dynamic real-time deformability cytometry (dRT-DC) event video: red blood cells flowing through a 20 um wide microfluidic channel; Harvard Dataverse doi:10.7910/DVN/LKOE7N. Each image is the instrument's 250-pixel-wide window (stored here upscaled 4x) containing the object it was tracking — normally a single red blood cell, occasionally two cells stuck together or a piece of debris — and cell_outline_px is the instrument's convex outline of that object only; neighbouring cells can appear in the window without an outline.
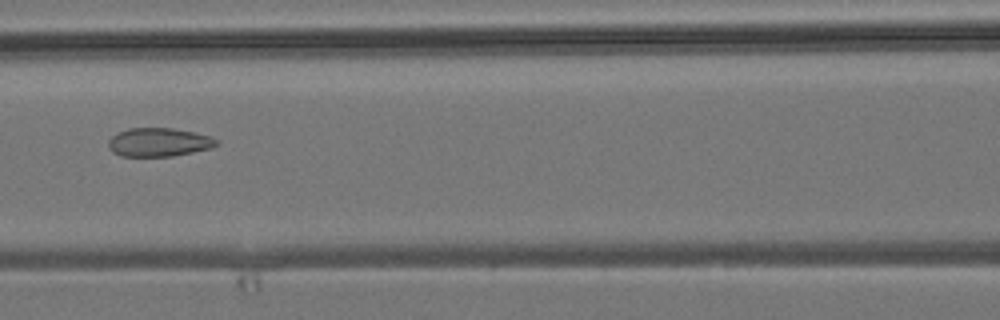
{"species": "common noctule bat (a hibernating species)", "species_latin": "Nyctalus noctula", "temperature_condition": "room temperature", "stored_images_in_passage": 8, "camera_frame_rate_fps": 3000, "um_per_image_px": 0.085, "animal": {"sex": "male", "body_mass_g": 19.2, "forearm_length_mm": 51.8}, "frame": {"image": 1, "passage_image": 7, "time_ms": 7.0, "image_size_px": [1000, 320], "cell_outline_px": [[220, 144], [212, 148], [172, 156], [120, 156], [112, 152], [108, 148], [108, 140], [116, 132], [128, 128], [172, 128], [192, 132], [208, 136], [216, 140]], "centroid_in_image_um": [13.45, 12.09], "position_along_channel_um": 153.2, "area_um2": 18.03}}
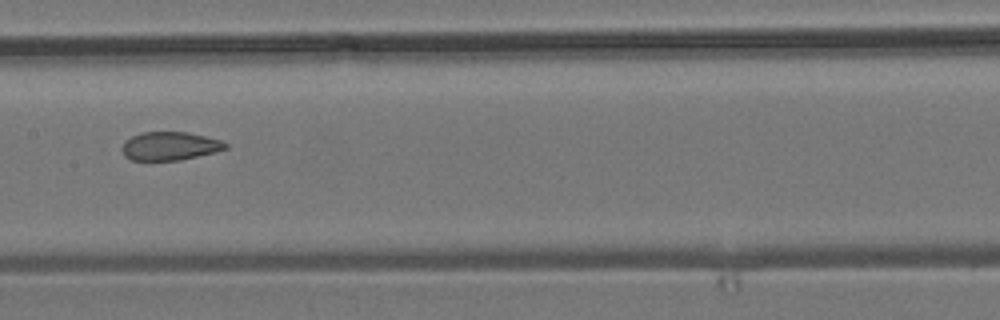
{"frame": {"image": 2, "passage_image": 8, "time_ms": 8.0, "image_size_px": [1000, 320], "cell_outline_px": [[228, 148], [216, 152], [180, 160], [132, 160], [124, 156], [120, 148], [124, 140], [140, 132], [188, 132], [220, 140], [228, 144]], "centroid_in_image_um": [14.4, 12.41], "position_along_channel_um": 193.0, "area_um2": 17.28}}